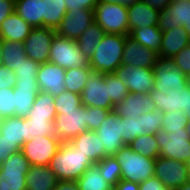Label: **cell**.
<instances>
[{"instance_id":"obj_1","label":"cell","mask_w":190,"mask_h":190,"mask_svg":"<svg viewBox=\"0 0 190 190\" xmlns=\"http://www.w3.org/2000/svg\"><path fill=\"white\" fill-rule=\"evenodd\" d=\"M94 163L70 141L61 142L49 167L59 181H77Z\"/></svg>"},{"instance_id":"obj_2","label":"cell","mask_w":190,"mask_h":190,"mask_svg":"<svg viewBox=\"0 0 190 190\" xmlns=\"http://www.w3.org/2000/svg\"><path fill=\"white\" fill-rule=\"evenodd\" d=\"M128 35L105 34L90 60L93 72L112 73L122 64L125 39Z\"/></svg>"},{"instance_id":"obj_3","label":"cell","mask_w":190,"mask_h":190,"mask_svg":"<svg viewBox=\"0 0 190 190\" xmlns=\"http://www.w3.org/2000/svg\"><path fill=\"white\" fill-rule=\"evenodd\" d=\"M115 158L121 166V179L136 183L154 176L155 161L133 151L128 145L116 152Z\"/></svg>"},{"instance_id":"obj_4","label":"cell","mask_w":190,"mask_h":190,"mask_svg":"<svg viewBox=\"0 0 190 190\" xmlns=\"http://www.w3.org/2000/svg\"><path fill=\"white\" fill-rule=\"evenodd\" d=\"M49 62L65 70L70 68L90 67V60L81 53L76 40L55 34L51 48Z\"/></svg>"},{"instance_id":"obj_5","label":"cell","mask_w":190,"mask_h":190,"mask_svg":"<svg viewBox=\"0 0 190 190\" xmlns=\"http://www.w3.org/2000/svg\"><path fill=\"white\" fill-rule=\"evenodd\" d=\"M94 21L107 34L128 35V9L122 4L98 3L94 7Z\"/></svg>"},{"instance_id":"obj_6","label":"cell","mask_w":190,"mask_h":190,"mask_svg":"<svg viewBox=\"0 0 190 190\" xmlns=\"http://www.w3.org/2000/svg\"><path fill=\"white\" fill-rule=\"evenodd\" d=\"M31 167L23 152H14L0 165V190H26V178Z\"/></svg>"},{"instance_id":"obj_7","label":"cell","mask_w":190,"mask_h":190,"mask_svg":"<svg viewBox=\"0 0 190 190\" xmlns=\"http://www.w3.org/2000/svg\"><path fill=\"white\" fill-rule=\"evenodd\" d=\"M155 84L154 89L163 94L179 91L187 86L186 75H184L171 58L158 57L153 67Z\"/></svg>"},{"instance_id":"obj_8","label":"cell","mask_w":190,"mask_h":190,"mask_svg":"<svg viewBox=\"0 0 190 190\" xmlns=\"http://www.w3.org/2000/svg\"><path fill=\"white\" fill-rule=\"evenodd\" d=\"M183 26L190 36V0H160L158 28L164 32Z\"/></svg>"},{"instance_id":"obj_9","label":"cell","mask_w":190,"mask_h":190,"mask_svg":"<svg viewBox=\"0 0 190 190\" xmlns=\"http://www.w3.org/2000/svg\"><path fill=\"white\" fill-rule=\"evenodd\" d=\"M155 136L159 146V156L185 163L189 161L190 133L188 131H176L171 134L160 130Z\"/></svg>"},{"instance_id":"obj_10","label":"cell","mask_w":190,"mask_h":190,"mask_svg":"<svg viewBox=\"0 0 190 190\" xmlns=\"http://www.w3.org/2000/svg\"><path fill=\"white\" fill-rule=\"evenodd\" d=\"M55 136L61 142H69L80 133L88 131L86 106L82 103L76 110L63 111L54 120Z\"/></svg>"},{"instance_id":"obj_11","label":"cell","mask_w":190,"mask_h":190,"mask_svg":"<svg viewBox=\"0 0 190 190\" xmlns=\"http://www.w3.org/2000/svg\"><path fill=\"white\" fill-rule=\"evenodd\" d=\"M82 104L86 107H99L114 111L115 104L109 97L106 86V73L91 72L81 93Z\"/></svg>"},{"instance_id":"obj_12","label":"cell","mask_w":190,"mask_h":190,"mask_svg":"<svg viewBox=\"0 0 190 190\" xmlns=\"http://www.w3.org/2000/svg\"><path fill=\"white\" fill-rule=\"evenodd\" d=\"M154 176L169 190L178 189L190 180L187 163L162 156H159L155 161Z\"/></svg>"},{"instance_id":"obj_13","label":"cell","mask_w":190,"mask_h":190,"mask_svg":"<svg viewBox=\"0 0 190 190\" xmlns=\"http://www.w3.org/2000/svg\"><path fill=\"white\" fill-rule=\"evenodd\" d=\"M114 73L128 87L130 93L145 94L154 89L155 77L151 68L121 64Z\"/></svg>"},{"instance_id":"obj_14","label":"cell","mask_w":190,"mask_h":190,"mask_svg":"<svg viewBox=\"0 0 190 190\" xmlns=\"http://www.w3.org/2000/svg\"><path fill=\"white\" fill-rule=\"evenodd\" d=\"M55 34L56 30L50 27L32 28L30 34L22 43L26 55L39 64L47 63Z\"/></svg>"},{"instance_id":"obj_15","label":"cell","mask_w":190,"mask_h":190,"mask_svg":"<svg viewBox=\"0 0 190 190\" xmlns=\"http://www.w3.org/2000/svg\"><path fill=\"white\" fill-rule=\"evenodd\" d=\"M61 141L56 136L34 137L23 144L21 151L31 165H49Z\"/></svg>"},{"instance_id":"obj_16","label":"cell","mask_w":190,"mask_h":190,"mask_svg":"<svg viewBox=\"0 0 190 190\" xmlns=\"http://www.w3.org/2000/svg\"><path fill=\"white\" fill-rule=\"evenodd\" d=\"M122 124L121 117L116 112L111 111L95 131L100 141L104 144V157L115 156L116 152L125 146L122 140Z\"/></svg>"},{"instance_id":"obj_17","label":"cell","mask_w":190,"mask_h":190,"mask_svg":"<svg viewBox=\"0 0 190 190\" xmlns=\"http://www.w3.org/2000/svg\"><path fill=\"white\" fill-rule=\"evenodd\" d=\"M127 9L129 35L135 29L158 26L160 0H143Z\"/></svg>"},{"instance_id":"obj_18","label":"cell","mask_w":190,"mask_h":190,"mask_svg":"<svg viewBox=\"0 0 190 190\" xmlns=\"http://www.w3.org/2000/svg\"><path fill=\"white\" fill-rule=\"evenodd\" d=\"M93 22L94 10L77 9L67 11L57 27L56 33L68 39L77 40Z\"/></svg>"},{"instance_id":"obj_19","label":"cell","mask_w":190,"mask_h":190,"mask_svg":"<svg viewBox=\"0 0 190 190\" xmlns=\"http://www.w3.org/2000/svg\"><path fill=\"white\" fill-rule=\"evenodd\" d=\"M66 70L54 63L47 62L39 65L37 84L40 91L51 94L53 97L60 95L65 90Z\"/></svg>"},{"instance_id":"obj_20","label":"cell","mask_w":190,"mask_h":190,"mask_svg":"<svg viewBox=\"0 0 190 190\" xmlns=\"http://www.w3.org/2000/svg\"><path fill=\"white\" fill-rule=\"evenodd\" d=\"M158 54L141 46L132 37L127 36L124 43L122 64L131 67L151 68L156 65Z\"/></svg>"},{"instance_id":"obj_21","label":"cell","mask_w":190,"mask_h":190,"mask_svg":"<svg viewBox=\"0 0 190 190\" xmlns=\"http://www.w3.org/2000/svg\"><path fill=\"white\" fill-rule=\"evenodd\" d=\"M157 110L156 103L152 100L150 93H129L121 102L114 107L120 117H134V120L146 112Z\"/></svg>"},{"instance_id":"obj_22","label":"cell","mask_w":190,"mask_h":190,"mask_svg":"<svg viewBox=\"0 0 190 190\" xmlns=\"http://www.w3.org/2000/svg\"><path fill=\"white\" fill-rule=\"evenodd\" d=\"M29 122L24 117L13 116L0 119V134L2 139L11 145H19L29 141Z\"/></svg>"},{"instance_id":"obj_23","label":"cell","mask_w":190,"mask_h":190,"mask_svg":"<svg viewBox=\"0 0 190 190\" xmlns=\"http://www.w3.org/2000/svg\"><path fill=\"white\" fill-rule=\"evenodd\" d=\"M190 89L186 86L179 91H172L170 94H163L158 90H151L150 96L156 103L157 110L161 112L184 111L187 113L188 93Z\"/></svg>"},{"instance_id":"obj_24","label":"cell","mask_w":190,"mask_h":190,"mask_svg":"<svg viewBox=\"0 0 190 190\" xmlns=\"http://www.w3.org/2000/svg\"><path fill=\"white\" fill-rule=\"evenodd\" d=\"M162 33L163 37L158 57L172 59L180 50L190 45V36L183 26H177Z\"/></svg>"},{"instance_id":"obj_25","label":"cell","mask_w":190,"mask_h":190,"mask_svg":"<svg viewBox=\"0 0 190 190\" xmlns=\"http://www.w3.org/2000/svg\"><path fill=\"white\" fill-rule=\"evenodd\" d=\"M70 142L94 164L104 158V144L100 141L95 131L82 132Z\"/></svg>"},{"instance_id":"obj_26","label":"cell","mask_w":190,"mask_h":190,"mask_svg":"<svg viewBox=\"0 0 190 190\" xmlns=\"http://www.w3.org/2000/svg\"><path fill=\"white\" fill-rule=\"evenodd\" d=\"M31 30L32 26L14 11L0 25V40L23 43Z\"/></svg>"},{"instance_id":"obj_27","label":"cell","mask_w":190,"mask_h":190,"mask_svg":"<svg viewBox=\"0 0 190 190\" xmlns=\"http://www.w3.org/2000/svg\"><path fill=\"white\" fill-rule=\"evenodd\" d=\"M26 178V190H54L58 179L48 165H31Z\"/></svg>"},{"instance_id":"obj_28","label":"cell","mask_w":190,"mask_h":190,"mask_svg":"<svg viewBox=\"0 0 190 190\" xmlns=\"http://www.w3.org/2000/svg\"><path fill=\"white\" fill-rule=\"evenodd\" d=\"M13 92L15 97V116L27 117L36 96L40 92L38 84L16 85Z\"/></svg>"},{"instance_id":"obj_29","label":"cell","mask_w":190,"mask_h":190,"mask_svg":"<svg viewBox=\"0 0 190 190\" xmlns=\"http://www.w3.org/2000/svg\"><path fill=\"white\" fill-rule=\"evenodd\" d=\"M54 97L51 94L40 91L35 98L32 109L29 111L26 119H46L54 121L56 118Z\"/></svg>"},{"instance_id":"obj_30","label":"cell","mask_w":190,"mask_h":190,"mask_svg":"<svg viewBox=\"0 0 190 190\" xmlns=\"http://www.w3.org/2000/svg\"><path fill=\"white\" fill-rule=\"evenodd\" d=\"M43 0H15V12L32 28L42 26Z\"/></svg>"},{"instance_id":"obj_31","label":"cell","mask_w":190,"mask_h":190,"mask_svg":"<svg viewBox=\"0 0 190 190\" xmlns=\"http://www.w3.org/2000/svg\"><path fill=\"white\" fill-rule=\"evenodd\" d=\"M65 0H43L42 26L57 29L66 15Z\"/></svg>"},{"instance_id":"obj_32","label":"cell","mask_w":190,"mask_h":190,"mask_svg":"<svg viewBox=\"0 0 190 190\" xmlns=\"http://www.w3.org/2000/svg\"><path fill=\"white\" fill-rule=\"evenodd\" d=\"M105 31L94 21L76 40L81 53L90 59L105 35Z\"/></svg>"},{"instance_id":"obj_33","label":"cell","mask_w":190,"mask_h":190,"mask_svg":"<svg viewBox=\"0 0 190 190\" xmlns=\"http://www.w3.org/2000/svg\"><path fill=\"white\" fill-rule=\"evenodd\" d=\"M3 65L14 72L27 57L23 44L16 41L0 40Z\"/></svg>"},{"instance_id":"obj_34","label":"cell","mask_w":190,"mask_h":190,"mask_svg":"<svg viewBox=\"0 0 190 190\" xmlns=\"http://www.w3.org/2000/svg\"><path fill=\"white\" fill-rule=\"evenodd\" d=\"M129 36L141 46L146 47L159 55L163 33L158 26L135 29Z\"/></svg>"},{"instance_id":"obj_35","label":"cell","mask_w":190,"mask_h":190,"mask_svg":"<svg viewBox=\"0 0 190 190\" xmlns=\"http://www.w3.org/2000/svg\"><path fill=\"white\" fill-rule=\"evenodd\" d=\"M79 190H113V186L101 176L98 167L90 166L77 180Z\"/></svg>"},{"instance_id":"obj_36","label":"cell","mask_w":190,"mask_h":190,"mask_svg":"<svg viewBox=\"0 0 190 190\" xmlns=\"http://www.w3.org/2000/svg\"><path fill=\"white\" fill-rule=\"evenodd\" d=\"M91 72L90 67L67 69L64 80L65 90L81 95Z\"/></svg>"},{"instance_id":"obj_37","label":"cell","mask_w":190,"mask_h":190,"mask_svg":"<svg viewBox=\"0 0 190 190\" xmlns=\"http://www.w3.org/2000/svg\"><path fill=\"white\" fill-rule=\"evenodd\" d=\"M133 151L143 156L157 159L159 157V146L155 134L142 135L133 139L128 145Z\"/></svg>"},{"instance_id":"obj_38","label":"cell","mask_w":190,"mask_h":190,"mask_svg":"<svg viewBox=\"0 0 190 190\" xmlns=\"http://www.w3.org/2000/svg\"><path fill=\"white\" fill-rule=\"evenodd\" d=\"M95 165L105 181L113 187L121 180V166L115 156H105Z\"/></svg>"},{"instance_id":"obj_39","label":"cell","mask_w":190,"mask_h":190,"mask_svg":"<svg viewBox=\"0 0 190 190\" xmlns=\"http://www.w3.org/2000/svg\"><path fill=\"white\" fill-rule=\"evenodd\" d=\"M188 119L189 116L184 111L164 112L161 130L171 134L176 131H188Z\"/></svg>"},{"instance_id":"obj_40","label":"cell","mask_w":190,"mask_h":190,"mask_svg":"<svg viewBox=\"0 0 190 190\" xmlns=\"http://www.w3.org/2000/svg\"><path fill=\"white\" fill-rule=\"evenodd\" d=\"M39 65L38 62L27 56L25 61L17 67V71L14 72L17 78V85L37 84Z\"/></svg>"},{"instance_id":"obj_41","label":"cell","mask_w":190,"mask_h":190,"mask_svg":"<svg viewBox=\"0 0 190 190\" xmlns=\"http://www.w3.org/2000/svg\"><path fill=\"white\" fill-rule=\"evenodd\" d=\"M139 137L142 135H153L161 130L163 122V112L155 110L146 112L139 116Z\"/></svg>"},{"instance_id":"obj_42","label":"cell","mask_w":190,"mask_h":190,"mask_svg":"<svg viewBox=\"0 0 190 190\" xmlns=\"http://www.w3.org/2000/svg\"><path fill=\"white\" fill-rule=\"evenodd\" d=\"M82 103L81 95L64 90L60 95L54 97V105L57 116L63 111L76 110Z\"/></svg>"},{"instance_id":"obj_43","label":"cell","mask_w":190,"mask_h":190,"mask_svg":"<svg viewBox=\"0 0 190 190\" xmlns=\"http://www.w3.org/2000/svg\"><path fill=\"white\" fill-rule=\"evenodd\" d=\"M106 86H108L109 97L115 105L130 93L128 87L119 80L114 72L106 73Z\"/></svg>"},{"instance_id":"obj_44","label":"cell","mask_w":190,"mask_h":190,"mask_svg":"<svg viewBox=\"0 0 190 190\" xmlns=\"http://www.w3.org/2000/svg\"><path fill=\"white\" fill-rule=\"evenodd\" d=\"M29 124V140L34 137L55 136L54 121H46V119H27Z\"/></svg>"},{"instance_id":"obj_45","label":"cell","mask_w":190,"mask_h":190,"mask_svg":"<svg viewBox=\"0 0 190 190\" xmlns=\"http://www.w3.org/2000/svg\"><path fill=\"white\" fill-rule=\"evenodd\" d=\"M15 116L13 88L0 89V119Z\"/></svg>"},{"instance_id":"obj_46","label":"cell","mask_w":190,"mask_h":190,"mask_svg":"<svg viewBox=\"0 0 190 190\" xmlns=\"http://www.w3.org/2000/svg\"><path fill=\"white\" fill-rule=\"evenodd\" d=\"M110 112L99 107H86L88 130L96 131Z\"/></svg>"},{"instance_id":"obj_47","label":"cell","mask_w":190,"mask_h":190,"mask_svg":"<svg viewBox=\"0 0 190 190\" xmlns=\"http://www.w3.org/2000/svg\"><path fill=\"white\" fill-rule=\"evenodd\" d=\"M123 124V136L122 140L125 145H129V143L139 137V116L134 120V117H121Z\"/></svg>"},{"instance_id":"obj_48","label":"cell","mask_w":190,"mask_h":190,"mask_svg":"<svg viewBox=\"0 0 190 190\" xmlns=\"http://www.w3.org/2000/svg\"><path fill=\"white\" fill-rule=\"evenodd\" d=\"M172 59L184 75L190 74V45L180 50Z\"/></svg>"},{"instance_id":"obj_49","label":"cell","mask_w":190,"mask_h":190,"mask_svg":"<svg viewBox=\"0 0 190 190\" xmlns=\"http://www.w3.org/2000/svg\"><path fill=\"white\" fill-rule=\"evenodd\" d=\"M17 78L14 71L4 65L0 66V89L14 88Z\"/></svg>"},{"instance_id":"obj_50","label":"cell","mask_w":190,"mask_h":190,"mask_svg":"<svg viewBox=\"0 0 190 190\" xmlns=\"http://www.w3.org/2000/svg\"><path fill=\"white\" fill-rule=\"evenodd\" d=\"M67 11H74L77 9L94 10L98 4V0H65Z\"/></svg>"},{"instance_id":"obj_51","label":"cell","mask_w":190,"mask_h":190,"mask_svg":"<svg viewBox=\"0 0 190 190\" xmlns=\"http://www.w3.org/2000/svg\"><path fill=\"white\" fill-rule=\"evenodd\" d=\"M22 148L19 145H11L0 134V165L14 152H19Z\"/></svg>"},{"instance_id":"obj_52","label":"cell","mask_w":190,"mask_h":190,"mask_svg":"<svg viewBox=\"0 0 190 190\" xmlns=\"http://www.w3.org/2000/svg\"><path fill=\"white\" fill-rule=\"evenodd\" d=\"M139 190H169L157 177L153 176L139 183Z\"/></svg>"},{"instance_id":"obj_53","label":"cell","mask_w":190,"mask_h":190,"mask_svg":"<svg viewBox=\"0 0 190 190\" xmlns=\"http://www.w3.org/2000/svg\"><path fill=\"white\" fill-rule=\"evenodd\" d=\"M15 11V0H0V25Z\"/></svg>"},{"instance_id":"obj_54","label":"cell","mask_w":190,"mask_h":190,"mask_svg":"<svg viewBox=\"0 0 190 190\" xmlns=\"http://www.w3.org/2000/svg\"><path fill=\"white\" fill-rule=\"evenodd\" d=\"M113 190H139V183L121 179Z\"/></svg>"},{"instance_id":"obj_55","label":"cell","mask_w":190,"mask_h":190,"mask_svg":"<svg viewBox=\"0 0 190 190\" xmlns=\"http://www.w3.org/2000/svg\"><path fill=\"white\" fill-rule=\"evenodd\" d=\"M54 190H79L77 181H58Z\"/></svg>"},{"instance_id":"obj_56","label":"cell","mask_w":190,"mask_h":190,"mask_svg":"<svg viewBox=\"0 0 190 190\" xmlns=\"http://www.w3.org/2000/svg\"><path fill=\"white\" fill-rule=\"evenodd\" d=\"M143 0H98V3H112V4H122L126 7L132 6L137 2H141Z\"/></svg>"},{"instance_id":"obj_57","label":"cell","mask_w":190,"mask_h":190,"mask_svg":"<svg viewBox=\"0 0 190 190\" xmlns=\"http://www.w3.org/2000/svg\"><path fill=\"white\" fill-rule=\"evenodd\" d=\"M174 190H190V180H188L182 187Z\"/></svg>"},{"instance_id":"obj_58","label":"cell","mask_w":190,"mask_h":190,"mask_svg":"<svg viewBox=\"0 0 190 190\" xmlns=\"http://www.w3.org/2000/svg\"><path fill=\"white\" fill-rule=\"evenodd\" d=\"M187 114L190 117V92L188 93Z\"/></svg>"},{"instance_id":"obj_59","label":"cell","mask_w":190,"mask_h":190,"mask_svg":"<svg viewBox=\"0 0 190 190\" xmlns=\"http://www.w3.org/2000/svg\"><path fill=\"white\" fill-rule=\"evenodd\" d=\"M186 84H187V87L190 89V74L189 75H186Z\"/></svg>"},{"instance_id":"obj_60","label":"cell","mask_w":190,"mask_h":190,"mask_svg":"<svg viewBox=\"0 0 190 190\" xmlns=\"http://www.w3.org/2000/svg\"><path fill=\"white\" fill-rule=\"evenodd\" d=\"M3 65V62H2V50H1V45H0V66Z\"/></svg>"},{"instance_id":"obj_61","label":"cell","mask_w":190,"mask_h":190,"mask_svg":"<svg viewBox=\"0 0 190 190\" xmlns=\"http://www.w3.org/2000/svg\"><path fill=\"white\" fill-rule=\"evenodd\" d=\"M188 132L190 133V117L188 119V126H187Z\"/></svg>"},{"instance_id":"obj_62","label":"cell","mask_w":190,"mask_h":190,"mask_svg":"<svg viewBox=\"0 0 190 190\" xmlns=\"http://www.w3.org/2000/svg\"><path fill=\"white\" fill-rule=\"evenodd\" d=\"M187 166H188L189 173H190V159H189V161L187 162Z\"/></svg>"}]
</instances>
